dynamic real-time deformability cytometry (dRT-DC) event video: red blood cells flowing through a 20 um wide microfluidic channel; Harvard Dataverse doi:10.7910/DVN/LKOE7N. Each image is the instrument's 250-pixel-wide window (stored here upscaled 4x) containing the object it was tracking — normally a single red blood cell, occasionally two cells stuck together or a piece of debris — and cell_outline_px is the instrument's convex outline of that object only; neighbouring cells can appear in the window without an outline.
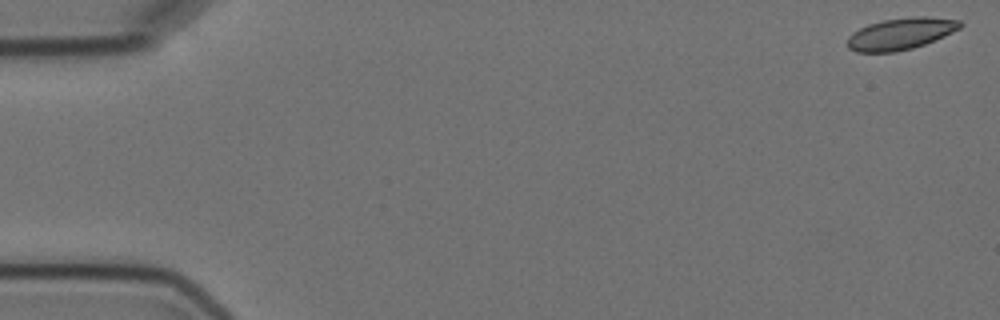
{"species": "Egyptian fruit bat (a non-hibernating species)", "species_latin": "Rousettus aegyptiacus", "temperature_condition": "cold", "stored_images_in_passage": 10, "camera_frame_rate_fps": 3000, "um_per_image_px": 0.085, "animal": {"sex": "female"}, "frame": {"image": 1, "passage_image": 1, "time_ms": 0.0, "image_size_px": [1000, 320], "cell_outline_px": [[964, 24], [960, 28], [944, 36], [924, 44], [912, 48], [896, 52], [856, 52], [848, 48], [848, 36], [852, 32], [868, 24], [884, 20], [912, 16], [924, 16], [960, 20]], "centroid_in_image_um": [76.56, 2.86], "position_along_channel_um": 8.4, "area_um2": 20.81}}
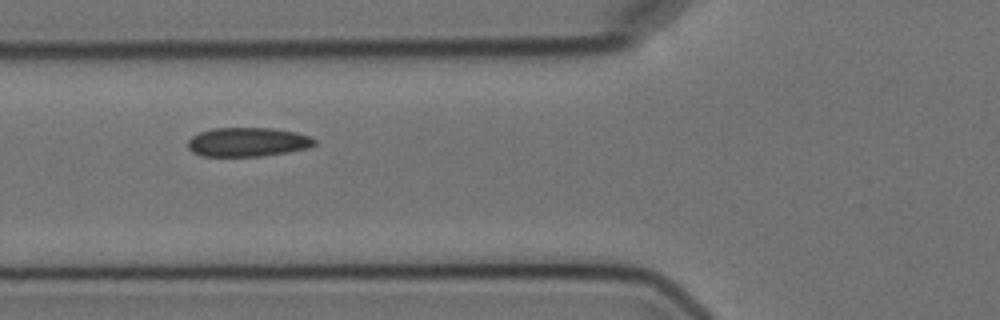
{"frame": {"image": 2, "passage_image": 6, "time_ms": 6.667, "image_size_px": [1000, 320], "cell_outline_px": [[316, 144], [308, 148], [288, 152], [260, 156], [200, 156], [192, 152], [188, 148], [188, 140], [192, 136], [200, 132], [212, 128], [272, 128], [296, 132], [312, 136], [316, 140]], "centroid_in_image_um": [21.06, 12.07], "position_along_channel_um": 104.7, "area_um2": 21.62}}
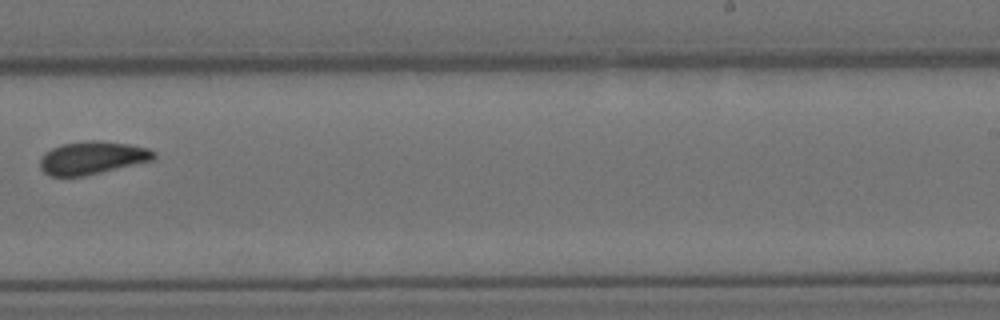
{"frame": {"image": 3, "passage_image": 10, "time_ms": 11.667, "image_size_px": [1000, 320], "cell_outline_px": [[156, 156], [152, 160], [84, 176], [48, 176], [40, 168], [40, 156], [44, 152], [60, 144], [88, 140], [100, 140], [128, 144], [148, 148], [156, 152]], "centroid_in_image_um": [7.8, 13.4], "position_along_channel_um": 281.2, "area_um2": 21.91}}